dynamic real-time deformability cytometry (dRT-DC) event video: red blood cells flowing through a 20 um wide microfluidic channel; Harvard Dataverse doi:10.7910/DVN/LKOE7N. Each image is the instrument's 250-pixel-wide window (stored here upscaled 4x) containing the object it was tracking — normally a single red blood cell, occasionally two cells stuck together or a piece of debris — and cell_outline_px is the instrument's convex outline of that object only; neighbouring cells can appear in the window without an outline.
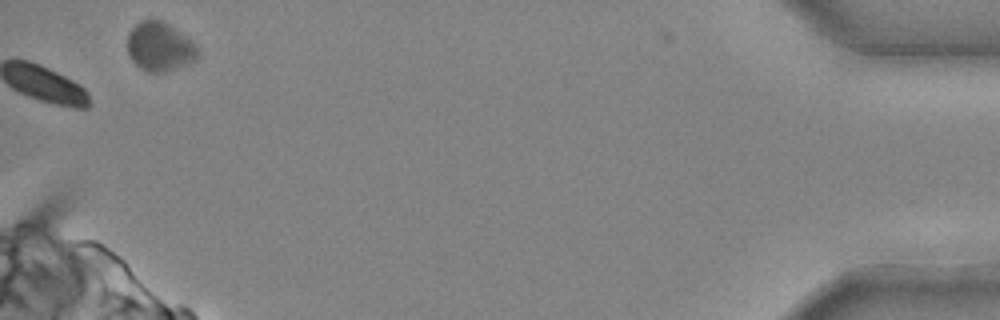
{"species": "common noctule bat (a hibernating species)", "species_latin": "Nyctalus noctula", "temperature_condition": "cold", "stored_images_in_passage": 23, "camera_frame_rate_fps": 3000, "um_per_image_px": 0.085, "animal": {"sex": "male", "body_mass_g": 20.4}, "frame": {"image": 1, "passage_image": 23, "time_ms": 7.333, "image_size_px": [1000, 320], "cell_outline_px": [[200, 56], [196, 60], [188, 64], [164, 72], [148, 72], [140, 68], [132, 60], [128, 52], [128, 32], [140, 20], [160, 20], [168, 24], [184, 36], [196, 48]], "centroid_in_image_um": [13.55, 3.99], "position_along_channel_um": 421.7, "area_um2": 19.71}}